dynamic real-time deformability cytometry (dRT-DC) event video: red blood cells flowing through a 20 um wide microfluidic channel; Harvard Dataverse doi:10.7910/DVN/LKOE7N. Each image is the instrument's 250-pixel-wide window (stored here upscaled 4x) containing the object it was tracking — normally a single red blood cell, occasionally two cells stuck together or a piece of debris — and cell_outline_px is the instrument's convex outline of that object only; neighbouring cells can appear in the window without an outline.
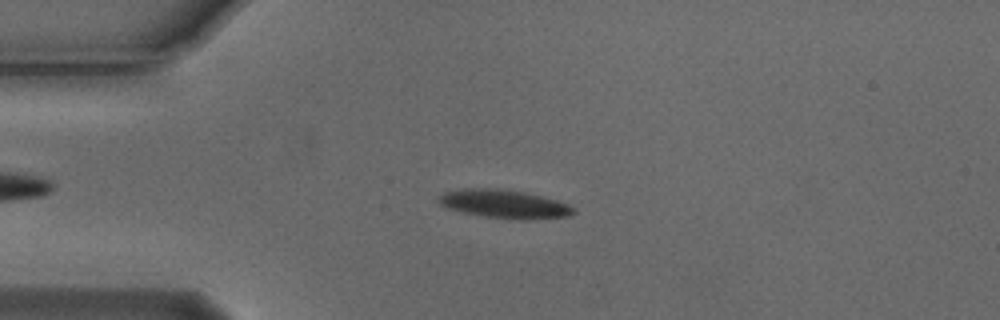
{"species": "Egyptian fruit bat (a non-hibernating species)", "species_latin": "Rousettus aegyptiacus", "temperature_condition": "cold", "stored_images_in_passage": 6, "camera_frame_rate_fps": 3000, "um_per_image_px": 0.085, "animal": {"sex": "male"}, "frame": {"image": 1, "passage_image": 3, "time_ms": 0.667, "image_size_px": [1000, 320], "cell_outline_px": [[576, 212], [568, 216], [528, 220], [520, 220], [484, 216], [444, 208], [436, 200], [436, 196], [444, 192], [464, 188], [496, 188], [524, 192], [556, 200], [568, 204], [576, 208]], "centroid_in_image_um": [42.82, 17.34], "position_along_channel_um": 42.2, "area_um2": 22.54}}
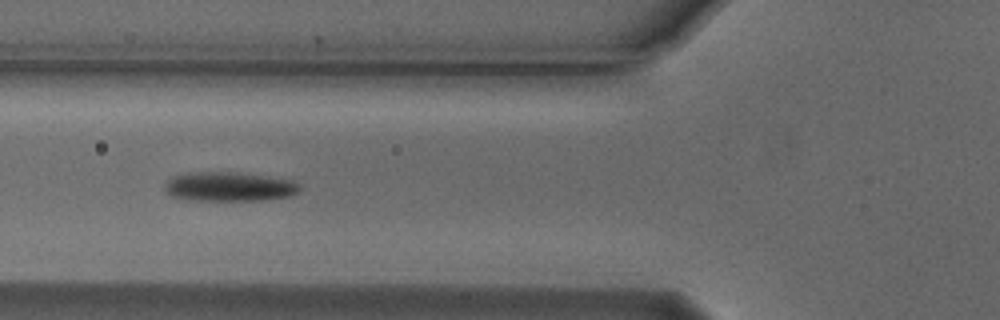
{"frame": {"image": 2, "passage_image": 5, "time_ms": 1.333, "image_size_px": [1000, 320], "cell_outline_px": [[300, 188], [296, 192], [288, 196], [264, 200], [192, 200], [172, 196], [164, 192], [164, 180], [172, 176], [188, 172], [240, 172], [292, 180], [300, 184]], "centroid_in_image_um": [19.41, 15.85], "position_along_channel_um": 106.4, "area_um2": 23.24}}
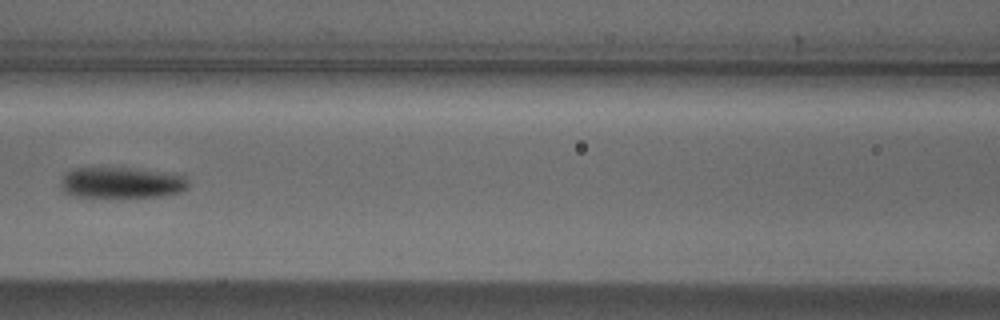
{"frame": {"image": 3, "passage_image": 6, "time_ms": 1.667, "image_size_px": [1000, 320], "cell_outline_px": [[188, 188], [180, 192], [160, 196], [72, 196], [64, 192], [60, 184], [60, 180], [68, 172], [76, 168], [136, 168], [172, 172], [184, 176], [188, 180]], "centroid_in_image_um": [10.37, 15.51], "position_along_channel_um": 156.2, "area_um2": 23.0}}